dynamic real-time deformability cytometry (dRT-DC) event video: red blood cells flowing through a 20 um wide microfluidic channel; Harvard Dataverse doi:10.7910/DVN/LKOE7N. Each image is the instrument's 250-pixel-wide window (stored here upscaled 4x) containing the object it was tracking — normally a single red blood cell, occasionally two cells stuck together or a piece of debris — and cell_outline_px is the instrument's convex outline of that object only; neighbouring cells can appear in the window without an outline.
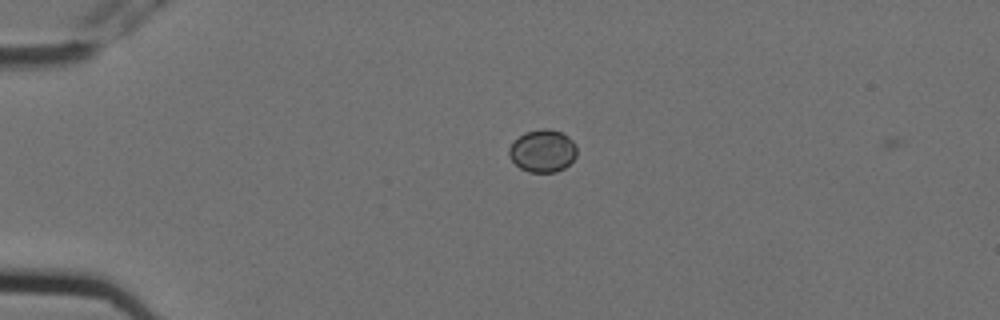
{"species": "Egyptian fruit bat (a non-hibernating species)", "species_latin": "Rousettus aegyptiacus", "temperature_condition": "cold", "stored_images_in_passage": 3, "camera_frame_rate_fps": 3000, "um_per_image_px": 0.085, "animal": {"sex": "female"}, "frame": {"image": 1, "passage_image": 1, "time_ms": 0.0, "image_size_px": [1000, 320], "cell_outline_px": [[576, 156], [564, 168], [556, 172], [528, 172], [520, 168], [508, 156], [508, 148], [524, 132], [540, 128], [548, 128], [560, 132], [568, 136], [576, 144]], "centroid_in_image_um": [46.12, 12.82], "position_along_channel_um": 38.9, "area_um2": 16.82}}
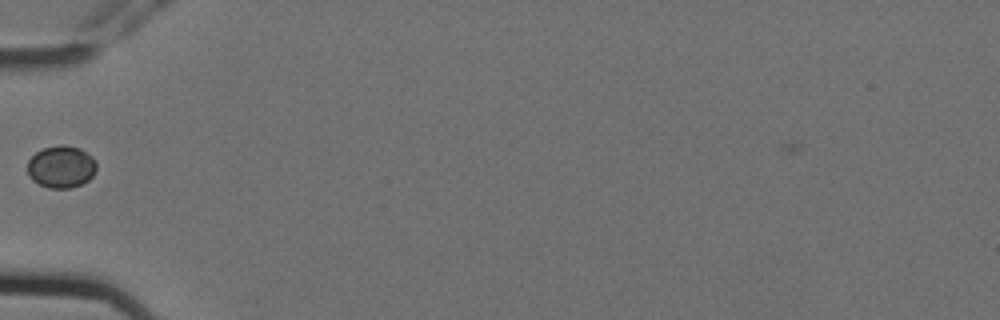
{"frame": {"image": 2, "passage_image": 2, "time_ms": 0.333, "image_size_px": [1000, 320], "cell_outline_px": [[96, 172], [88, 180], [72, 188], [48, 188], [32, 180], [28, 176], [28, 160], [36, 152], [44, 148], [60, 144], [80, 148], [92, 156], [96, 164]], "centroid_in_image_um": [5.2, 14.18], "position_along_channel_um": 79.8, "area_um2": 16.99}}
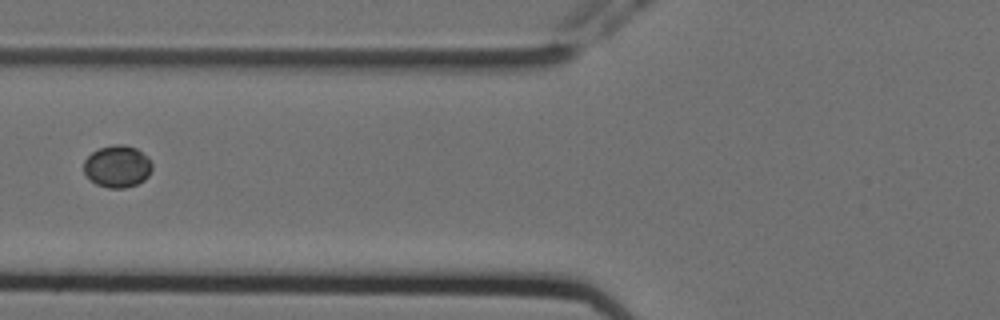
{"frame": {"image": 3, "passage_image": 3, "time_ms": 0.667, "image_size_px": [1000, 320], "cell_outline_px": [[152, 168], [148, 176], [144, 180], [136, 184], [124, 188], [108, 188], [96, 184], [84, 172], [84, 160], [92, 152], [100, 148], [116, 144], [124, 144], [136, 148], [152, 164]], "centroid_in_image_um": [9.96, 14.15], "position_along_channel_um": 115.8, "area_um2": 16.47}}